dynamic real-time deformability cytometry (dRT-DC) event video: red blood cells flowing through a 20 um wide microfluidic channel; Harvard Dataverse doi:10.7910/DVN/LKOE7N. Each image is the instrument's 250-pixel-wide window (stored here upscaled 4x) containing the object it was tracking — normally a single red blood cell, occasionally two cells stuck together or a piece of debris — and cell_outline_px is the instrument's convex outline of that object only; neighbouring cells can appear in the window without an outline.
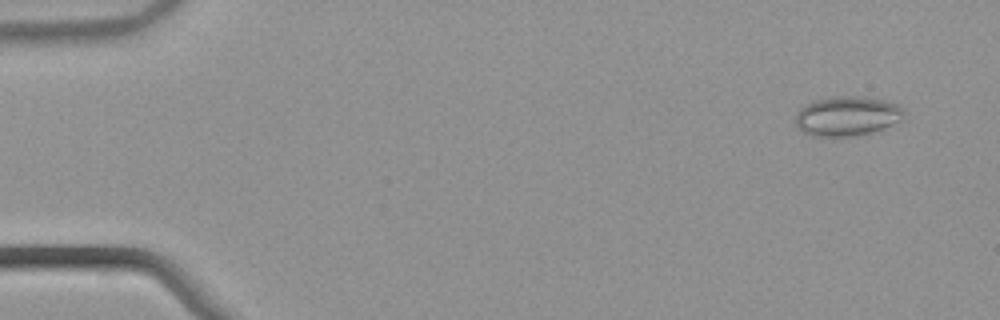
{"species": "common noctule bat (a hibernating species)", "species_latin": "Nyctalus noctula", "temperature_condition": "warm", "stored_images_in_passage": 54, "camera_frame_rate_fps": 3000, "um_per_image_px": 0.085, "animal": {"sex": "male", "body_mass_g": 21.5, "forearm_length_mm": 52.0}, "frame": {"image": 1, "passage_image": 4, "time_ms": 1.0, "image_size_px": [1000, 320], "cell_outline_px": [[904, 112], [900, 120], [884, 128], [872, 132], [856, 136], [812, 136], [804, 132], [796, 124], [796, 116], [800, 108], [804, 104], [812, 100], [832, 96], [856, 96], [884, 100], [896, 104], [904, 108]], "centroid_in_image_um": [71.98, 9.86], "position_along_channel_um": 13.0, "area_um2": 25.03}}
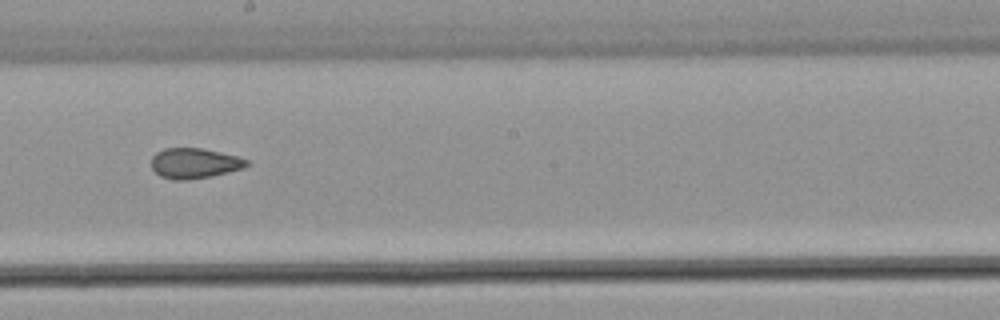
{"frame": {"image": 2, "passage_image": 31, "time_ms": 10.0, "image_size_px": [1000, 320], "cell_outline_px": [[248, 164], [244, 168], [212, 176], [184, 180], [172, 180], [160, 176], [152, 168], [152, 156], [156, 152], [164, 148], [204, 148], [236, 156], [248, 160]], "centroid_in_image_um": [16.51, 13.87], "position_along_channel_um": 231.7, "area_um2": 16.82}}
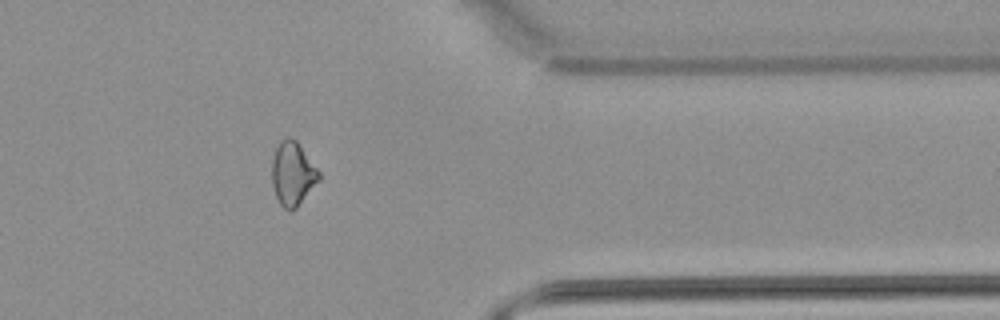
{"frame": {"image": 3, "passage_image": 44, "time_ms": 14.333, "image_size_px": [1000, 320], "cell_outline_px": [[320, 180], [296, 208], [292, 212], [288, 212], [280, 204], [276, 196], [272, 184], [272, 160], [276, 148], [280, 140], [288, 136], [292, 136], [296, 140], [320, 172]], "centroid_in_image_um": [24.88, 14.77], "position_along_channel_um": 386.5, "area_um2": 17.57}, "authors_computed_cell_mechanics": {"area_um2": 18.5249, "velocity_mm_per_s": 3.8925, "shape_relaxation_time_tau1_ms": null, "shape_relaxation_time_tau2_ms": 1.7141, "deformation_change_tau1": null, "deformation_change_tau2": 0.0736}}